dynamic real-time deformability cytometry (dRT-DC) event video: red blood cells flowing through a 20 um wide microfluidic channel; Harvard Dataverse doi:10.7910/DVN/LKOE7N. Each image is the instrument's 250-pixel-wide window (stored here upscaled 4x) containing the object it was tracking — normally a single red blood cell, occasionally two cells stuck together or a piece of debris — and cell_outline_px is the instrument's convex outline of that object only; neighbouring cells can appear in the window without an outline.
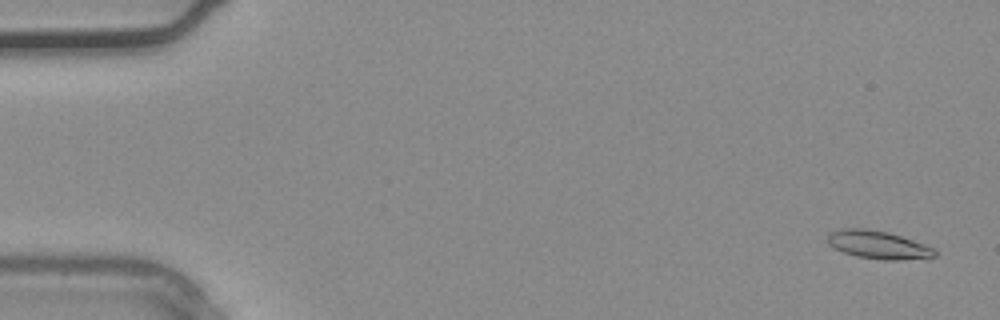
{"species": "common noctule bat (a hibernating species)", "species_latin": "Nyctalus noctula", "temperature_condition": "warm", "stored_images_in_passage": 38, "camera_frame_rate_fps": 3000, "um_per_image_px": 0.085, "animal": {"sex": "male", "body_mass_g": 20.4}, "frame": {"image": 1, "passage_image": 2, "time_ms": 0.333, "image_size_px": [1000, 320], "cell_outline_px": [[936, 256], [900, 260], [884, 260], [856, 256], [844, 252], [828, 244], [828, 232], [844, 228], [864, 228], [888, 232], [936, 248]], "centroid_in_image_um": [74.64, 20.8], "position_along_channel_um": 10.4, "area_um2": 17.4}}
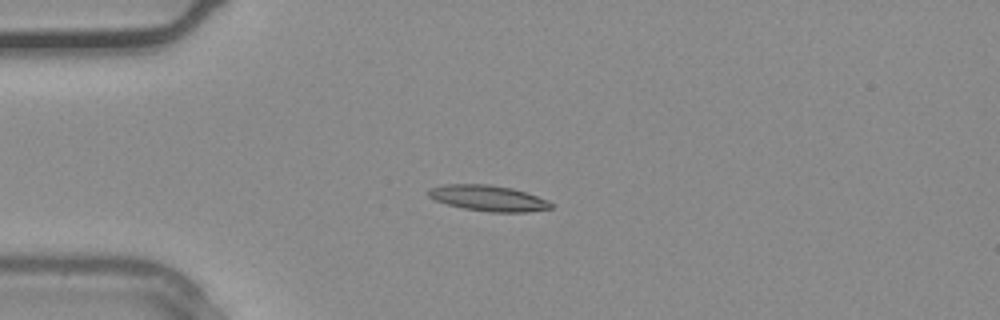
{"frame": {"image": 2, "passage_image": 10, "time_ms": 3.0, "image_size_px": [1000, 320], "cell_outline_px": [[552, 208], [528, 212], [488, 212], [464, 208], [448, 204], [436, 200], [428, 196], [428, 188], [444, 184], [488, 184], [512, 188], [548, 200], [552, 204]], "centroid_in_image_um": [41.48, 16.84], "position_along_channel_um": 43.5, "area_um2": 18.32}}
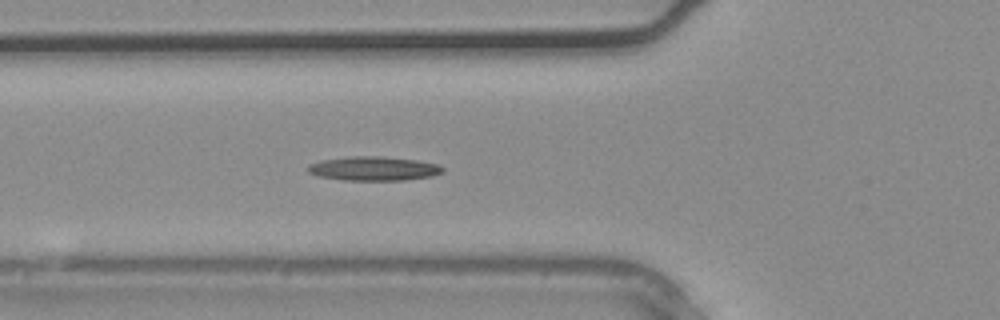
{"frame": {"image": 3, "passage_image": 14, "time_ms": 4.333, "image_size_px": [1000, 320], "cell_outline_px": [[444, 172], [432, 176], [404, 180], [344, 180], [320, 176], [308, 172], [308, 164], [320, 160], [348, 156], [380, 156], [416, 160], [440, 164], [444, 168]], "centroid_in_image_um": [31.78, 14.32], "position_along_channel_um": 94.0, "area_um2": 19.02}}